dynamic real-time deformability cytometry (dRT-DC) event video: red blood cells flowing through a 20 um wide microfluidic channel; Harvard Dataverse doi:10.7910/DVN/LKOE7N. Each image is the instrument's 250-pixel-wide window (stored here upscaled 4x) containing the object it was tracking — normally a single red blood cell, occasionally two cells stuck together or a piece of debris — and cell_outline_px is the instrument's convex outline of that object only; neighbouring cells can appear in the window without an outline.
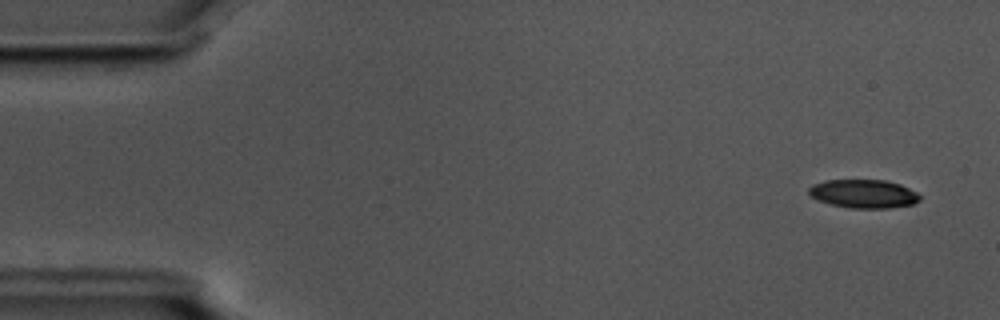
{"species": "common noctule bat (a hibernating species)", "species_latin": "Nyctalus noctula", "temperature_condition": "cold", "stored_images_in_passage": 56, "camera_frame_rate_fps": 3000, "um_per_image_px": 0.085, "animal": {"sex": "male", "body_mass_g": 17.5, "forearm_length_mm": 52.3}, "frame": {"image": 1, "passage_image": 3, "time_ms": 0.667, "image_size_px": [1000, 320], "cell_outline_px": [[920, 200], [912, 204], [888, 208], [852, 208], [832, 204], [820, 200], [812, 196], [808, 192], [808, 188], [812, 184], [828, 180], [884, 180], [900, 184], [916, 192], [920, 196]], "centroid_in_image_um": [73.41, 16.46], "position_along_channel_um": 11.6, "area_um2": 18.21}}
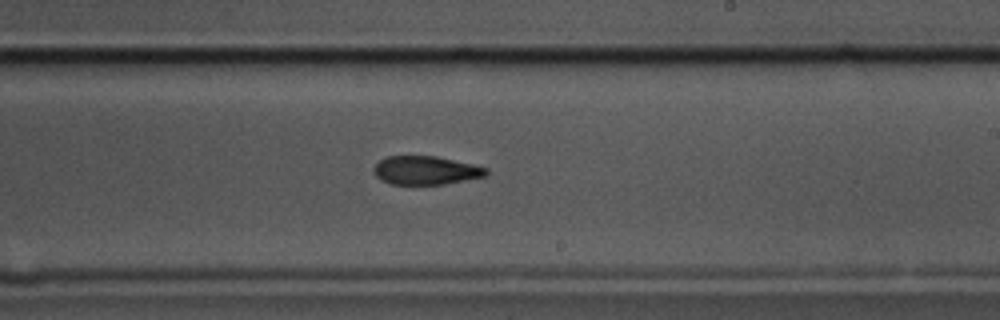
{"frame": {"image": 2, "passage_image": 33, "time_ms": 10.667, "image_size_px": [1000, 320], "cell_outline_px": [[488, 176], [444, 184], [392, 184], [380, 180], [372, 172], [372, 168], [380, 160], [388, 156], [436, 156], [472, 164], [488, 168]], "centroid_in_image_um": [36.18, 14.48], "position_along_channel_um": 252.8, "area_um2": 18.79}}
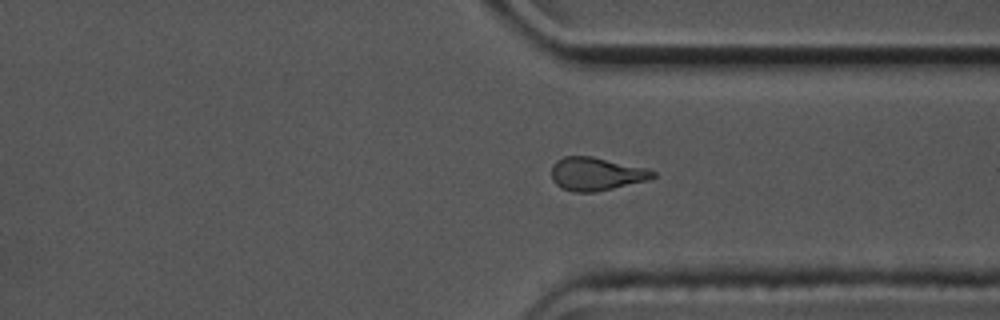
{"frame": {"image": 3, "passage_image": 42, "time_ms": 13.667, "image_size_px": [1000, 320], "cell_outline_px": [[656, 176], [648, 180], [596, 192], [572, 192], [560, 188], [552, 180], [552, 164], [556, 160], [564, 156], [592, 156], [648, 168], [656, 172]], "centroid_in_image_um": [50.67, 14.78], "position_along_channel_um": 360.7, "area_um2": 19.83}}